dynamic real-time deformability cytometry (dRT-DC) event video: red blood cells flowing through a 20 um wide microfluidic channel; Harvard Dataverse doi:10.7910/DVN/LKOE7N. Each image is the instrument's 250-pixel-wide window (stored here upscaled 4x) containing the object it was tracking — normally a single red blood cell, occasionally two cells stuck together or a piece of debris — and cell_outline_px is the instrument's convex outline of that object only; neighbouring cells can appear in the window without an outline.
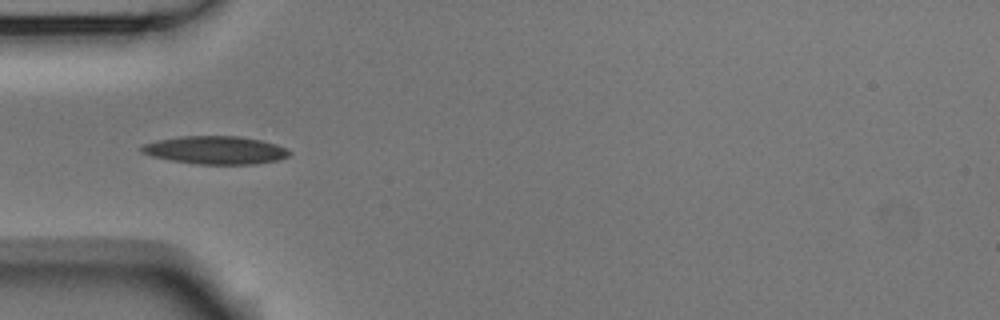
{"species": "Egyptian fruit bat (a non-hibernating species)", "species_latin": "Rousettus aegyptiacus", "temperature_condition": "room temperature", "stored_images_in_passage": 12, "camera_frame_rate_fps": 3000, "um_per_image_px": 0.085, "animal": {"sex": "male"}, "frame": {"image": 1, "passage_image": 3, "time_ms": 0.667, "image_size_px": [1000, 320], "cell_outline_px": [[292, 152], [288, 156], [276, 160], [256, 164], [196, 164], [172, 160], [152, 156], [140, 152], [140, 148], [144, 144], [156, 140], [180, 136], [240, 136], [260, 140], [276, 144]], "centroid_in_image_um": [18.29, 12.75], "position_along_channel_um": 66.7, "area_um2": 24.04}}
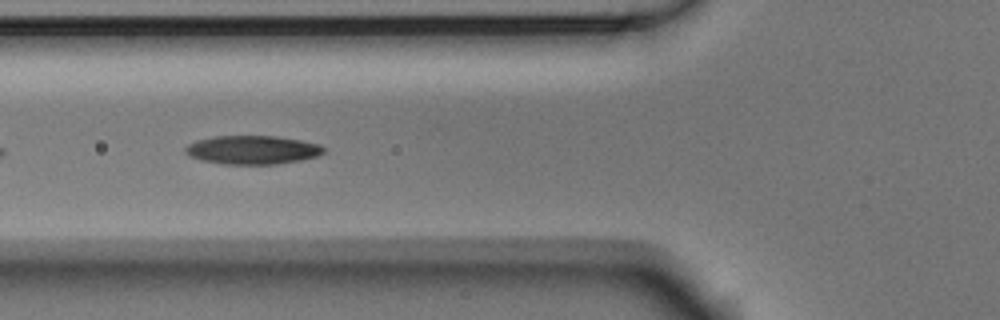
{"frame": {"image": 2, "passage_image": 6, "time_ms": 1.667, "image_size_px": [1000, 320], "cell_outline_px": [[328, 148], [324, 152], [316, 156], [300, 160], [276, 164], [220, 164], [200, 160], [188, 156], [184, 152], [184, 148], [188, 144], [196, 140], [216, 136], [276, 136], [300, 140], [320, 144]], "centroid_in_image_um": [21.43, 12.74], "position_along_channel_um": 104.4, "area_um2": 23.29}}
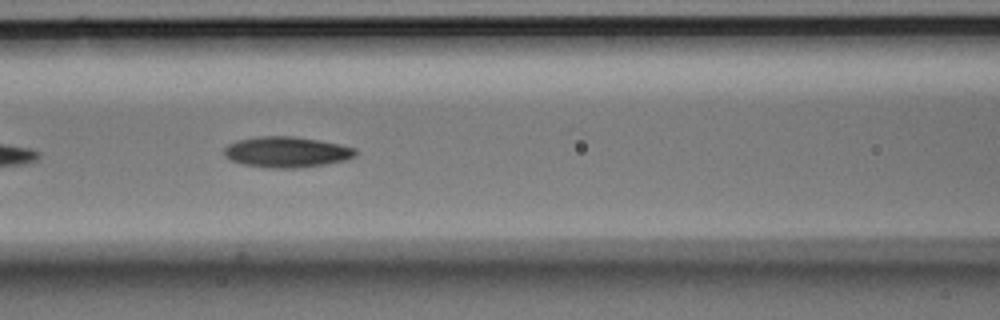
{"frame": {"image": 3, "passage_image": 9, "time_ms": 2.667, "image_size_px": [1000, 320], "cell_outline_px": [[356, 156], [344, 160], [324, 164], [296, 168], [268, 168], [244, 164], [232, 160], [224, 156], [224, 148], [228, 144], [236, 140], [256, 136], [292, 136], [320, 140], [340, 144], [356, 148]], "centroid_in_image_um": [24.35, 12.91], "position_along_channel_um": 142.3, "area_um2": 23.58}}